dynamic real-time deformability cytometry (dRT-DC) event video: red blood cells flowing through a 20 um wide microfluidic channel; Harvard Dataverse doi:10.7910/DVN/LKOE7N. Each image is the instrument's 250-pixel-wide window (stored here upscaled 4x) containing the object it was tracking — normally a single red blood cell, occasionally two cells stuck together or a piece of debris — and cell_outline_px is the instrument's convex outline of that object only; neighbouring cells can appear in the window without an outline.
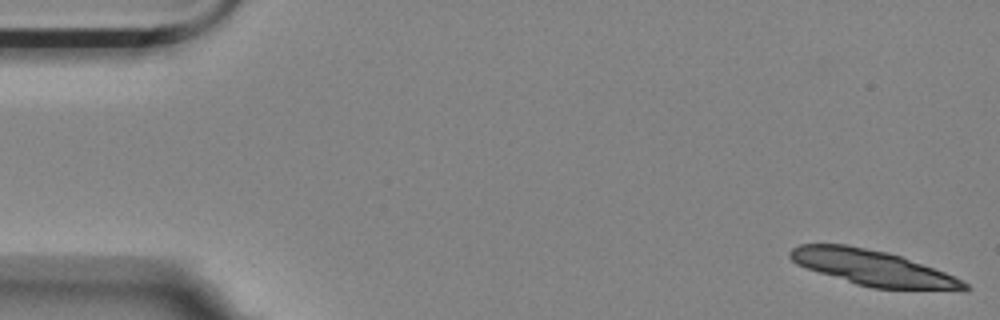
{"species": "Egyptian fruit bat (a non-hibernating species)", "species_latin": "Rousettus aegyptiacus", "temperature_condition": "room temperature", "stored_images_in_passage": 16, "camera_frame_rate_fps": 3000, "um_per_image_px": 0.085, "animal": {"sex": "female"}, "frame": {"image": 1, "passage_image": 1, "time_ms": 0.0, "image_size_px": [1000, 320], "cell_outline_px": [[972, 288], [964, 292], [872, 288], [856, 284], [796, 264], [788, 256], [788, 252], [792, 248], [800, 244], [848, 244], [888, 252], [900, 256], [944, 272], [968, 284]], "centroid_in_image_um": [74.26, 22.79], "position_along_channel_um": 10.7, "area_um2": 36.24}}